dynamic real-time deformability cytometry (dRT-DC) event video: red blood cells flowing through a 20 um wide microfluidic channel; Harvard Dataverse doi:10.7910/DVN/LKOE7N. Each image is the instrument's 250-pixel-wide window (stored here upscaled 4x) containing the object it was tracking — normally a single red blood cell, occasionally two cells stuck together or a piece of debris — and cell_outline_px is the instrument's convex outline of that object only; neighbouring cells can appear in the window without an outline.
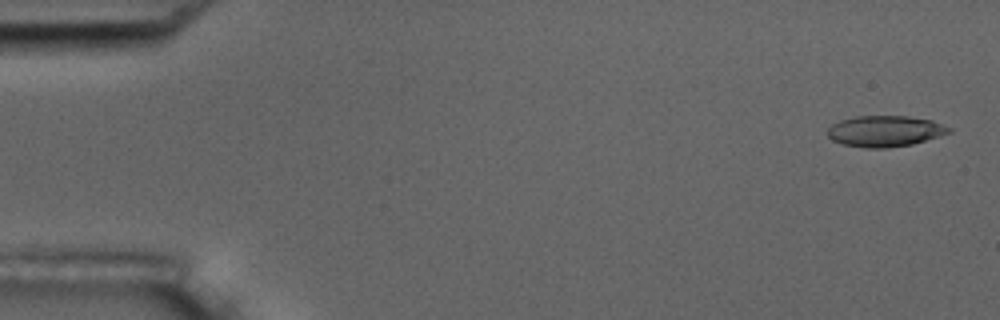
{"species": "common noctule bat (a hibernating species)", "species_latin": "Nyctalus noctula", "temperature_condition": "room temperature", "stored_images_in_passage": 4, "camera_frame_rate_fps": 3000, "um_per_image_px": 0.085, "animal": {"sex": "male", "body_mass_g": 17.5, "forearm_length_mm": 52.3}, "frame": {"image": 1, "passage_image": 1, "time_ms": 0.0, "image_size_px": [1000, 320], "cell_outline_px": [[952, 132], [940, 136], [912, 144], [888, 148], [864, 148], [840, 144], [832, 140], [828, 136], [828, 128], [832, 124], [840, 120], [856, 116], [908, 116], [932, 120], [952, 128]], "centroid_in_image_um": [75.22, 11.15], "position_along_channel_um": 9.8, "area_um2": 22.14}}